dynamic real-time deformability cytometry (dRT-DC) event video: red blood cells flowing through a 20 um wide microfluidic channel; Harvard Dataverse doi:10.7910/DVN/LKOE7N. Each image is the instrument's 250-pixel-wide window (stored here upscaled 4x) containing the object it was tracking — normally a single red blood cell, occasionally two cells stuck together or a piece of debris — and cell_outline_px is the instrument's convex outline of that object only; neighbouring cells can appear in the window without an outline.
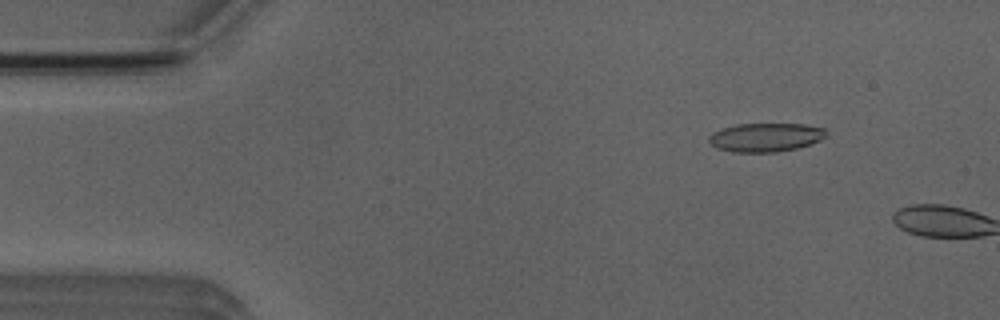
{"species": "Egyptian fruit bat (a non-hibernating species)", "species_latin": "Rousettus aegyptiacus", "temperature_condition": "room temperature", "stored_images_in_passage": 2, "camera_frame_rate_fps": 3000, "um_per_image_px": 0.085, "animal": {"sex": "male"}, "frame": {"image": 1, "passage_image": 1, "time_ms": 0.0, "image_size_px": [1000, 320], "cell_outline_px": [[828, 136], [820, 140], [796, 148], [776, 152], [732, 152], [716, 148], [708, 140], [708, 136], [712, 132], [736, 124], [804, 124], [824, 128], [828, 132]], "centroid_in_image_um": [65.08, 11.67], "position_along_channel_um": 19.9, "area_um2": 19.65}}